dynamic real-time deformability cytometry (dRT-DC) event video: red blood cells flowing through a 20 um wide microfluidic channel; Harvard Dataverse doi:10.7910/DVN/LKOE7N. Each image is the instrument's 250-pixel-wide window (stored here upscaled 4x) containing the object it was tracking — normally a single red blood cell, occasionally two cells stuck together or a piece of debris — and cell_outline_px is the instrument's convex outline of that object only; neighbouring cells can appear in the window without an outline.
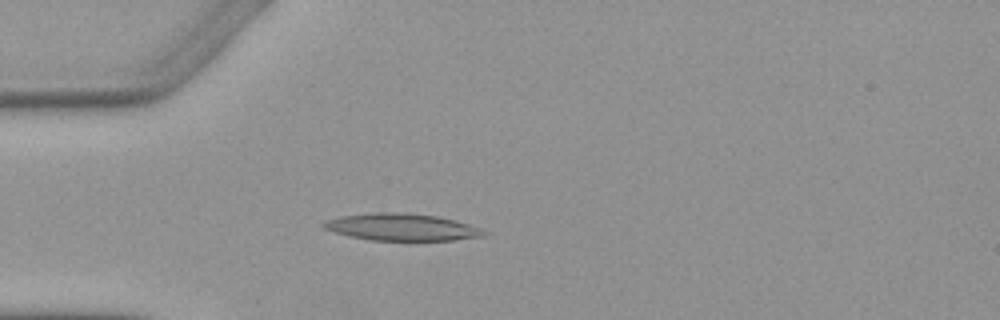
{"species": "Egyptian fruit bat (a non-hibernating species)", "species_latin": "Rousettus aegyptiacus", "temperature_condition": "warm", "stored_images_in_passage": 4, "camera_frame_rate_fps": 3000, "um_per_image_px": 0.085, "animal": {"sex": "female"}, "frame": {"image": 1, "passage_image": 3, "time_ms": 3.667, "image_size_px": [1000, 320], "cell_outline_px": [[488, 232], [484, 236], [456, 240], [368, 240], [348, 236], [324, 228], [320, 224], [328, 220], [340, 216], [376, 212], [400, 212], [436, 216], [456, 220], [480, 228]], "centroid_in_image_um": [34.15, 19.3], "position_along_channel_um": 50.8, "area_um2": 25.2}}